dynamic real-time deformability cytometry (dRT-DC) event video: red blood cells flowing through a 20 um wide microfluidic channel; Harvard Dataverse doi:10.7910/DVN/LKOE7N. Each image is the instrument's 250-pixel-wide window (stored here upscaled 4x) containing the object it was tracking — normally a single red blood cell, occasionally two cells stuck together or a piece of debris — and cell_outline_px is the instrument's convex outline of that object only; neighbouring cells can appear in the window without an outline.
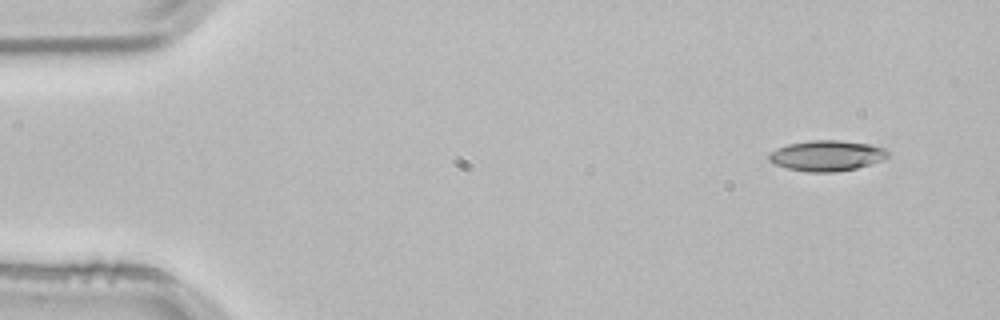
{"species": "common noctule bat (a hibernating species)", "species_latin": "Nyctalus noctula", "temperature_condition": "room temperature", "stored_images_in_passage": 3, "camera_frame_rate_fps": 3000, "um_per_image_px": 0.085, "animal": {"sex": "male", "body_mass_g": 21.5, "forearm_length_mm": 52.0}, "frame": {"image": 1, "passage_image": 1, "time_ms": 0.0, "image_size_px": [1000, 320], "cell_outline_px": [[888, 156], [884, 160], [856, 168], [836, 172], [808, 172], [788, 168], [776, 164], [768, 160], [768, 156], [776, 148], [788, 144], [812, 140], [836, 140], [872, 144], [884, 148], [888, 152]], "centroid_in_image_um": [70.3, 13.23], "position_along_channel_um": 14.7, "area_um2": 21.15}}
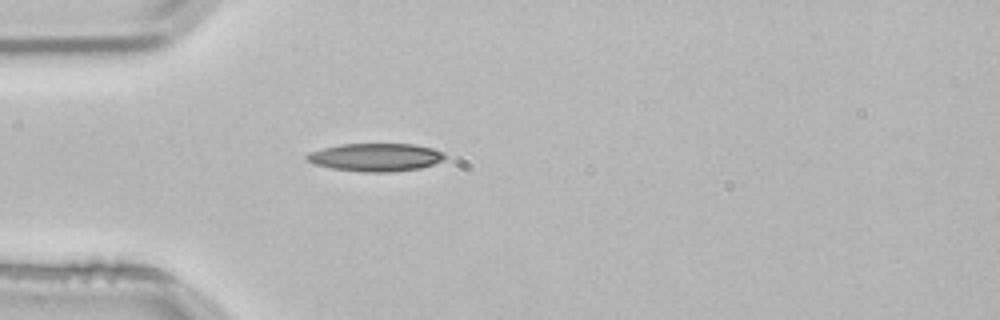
{"frame": {"image": 2, "passage_image": 3, "time_ms": 0.667, "image_size_px": [1000, 320], "cell_outline_px": [[448, 156], [444, 160], [420, 168], [392, 172], [364, 172], [332, 168], [316, 164], [308, 160], [304, 156], [308, 152], [340, 144], [412, 144], [432, 148], [444, 152]], "centroid_in_image_um": [31.96, 13.36], "position_along_channel_um": 53.0, "area_um2": 22.48}}